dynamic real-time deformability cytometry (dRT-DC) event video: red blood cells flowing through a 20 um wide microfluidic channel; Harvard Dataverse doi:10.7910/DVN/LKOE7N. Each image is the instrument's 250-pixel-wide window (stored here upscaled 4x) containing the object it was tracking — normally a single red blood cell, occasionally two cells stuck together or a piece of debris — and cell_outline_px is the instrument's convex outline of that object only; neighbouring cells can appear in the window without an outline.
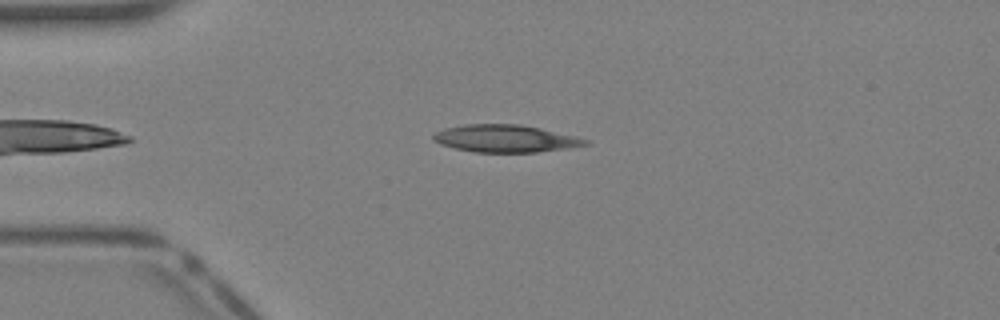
{"species": "Egyptian fruit bat (a non-hibernating species)", "species_latin": "Rousettus aegyptiacus", "temperature_condition": "warm", "stored_images_in_passage": 33, "camera_frame_rate_fps": 3000, "um_per_image_px": 0.085, "animal": {"sex": "female"}, "frame": {"image": 1, "passage_image": 3, "time_ms": 0.667, "image_size_px": [1000, 320], "cell_outline_px": [[592, 140], [588, 144], [568, 148], [536, 152], [476, 152], [456, 148], [440, 144], [432, 140], [432, 136], [436, 132], [444, 128], [464, 124], [520, 124], [540, 128], [576, 136]], "centroid_in_image_um": [42.97, 11.77], "position_along_channel_um": 42.0, "area_um2": 24.28}}
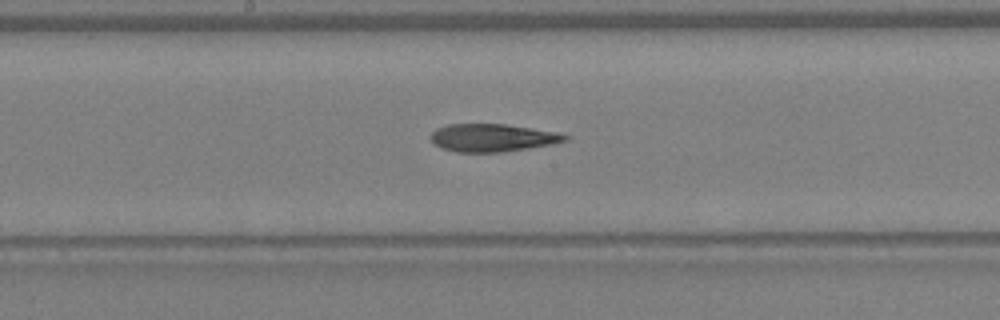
{"frame": {"image": 2, "passage_image": 14, "time_ms": 4.333, "image_size_px": [1000, 320], "cell_outline_px": [[572, 136], [568, 140], [552, 144], [528, 148], [500, 152], [456, 152], [444, 148], [436, 144], [428, 136], [436, 128], [448, 124], [508, 124], [560, 132]], "centroid_in_image_um": [41.91, 11.69], "position_along_channel_um": 206.3, "area_um2": 21.91}}
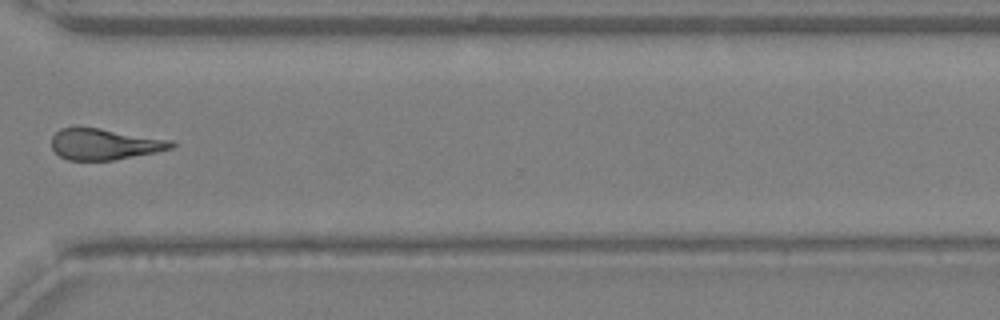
{"frame": {"image": 3, "passage_image": 23, "time_ms": 7.333, "image_size_px": [1000, 320], "cell_outline_px": [[176, 144], [172, 148], [156, 152], [112, 160], [68, 160], [60, 156], [52, 148], [52, 136], [60, 128], [100, 128], [172, 140]], "centroid_in_image_um": [8.89, 12.26], "position_along_channel_um": 361.7, "area_um2": 21.5}}